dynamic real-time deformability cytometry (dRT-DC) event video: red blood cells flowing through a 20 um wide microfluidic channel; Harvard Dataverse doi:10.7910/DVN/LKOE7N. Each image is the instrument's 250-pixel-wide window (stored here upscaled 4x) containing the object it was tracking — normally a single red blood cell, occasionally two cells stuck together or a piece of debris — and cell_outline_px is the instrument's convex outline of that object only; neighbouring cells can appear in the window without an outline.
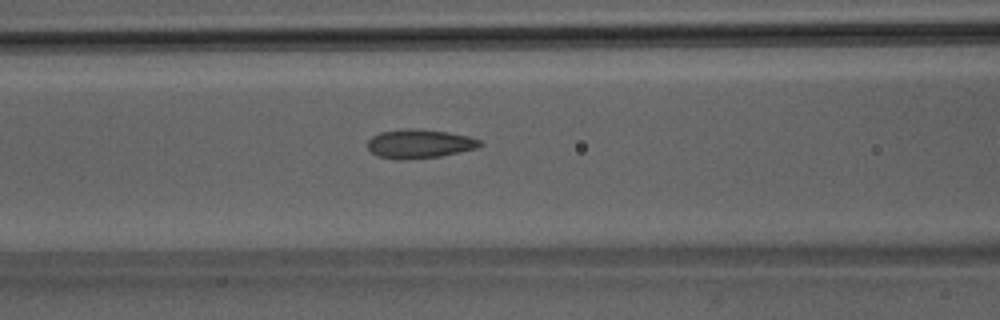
{"species": "Egyptian fruit bat (a non-hibernating species)", "species_latin": "Rousettus aegyptiacus", "temperature_condition": "room temperature", "stored_images_in_passage": 44, "camera_frame_rate_fps": 3000, "um_per_image_px": 0.085, "animal": {"sex": "male"}, "frame": {"image": 1, "passage_image": 15, "time_ms": 4.667, "image_size_px": [1000, 320], "cell_outline_px": [[484, 144], [476, 148], [460, 152], [440, 156], [408, 160], [396, 160], [376, 156], [368, 148], [368, 140], [372, 136], [380, 132], [408, 128], [416, 128], [448, 132], [468, 136], [480, 140]], "centroid_in_image_um": [35.64, 12.23], "position_along_channel_um": 131.0, "area_um2": 19.13}}
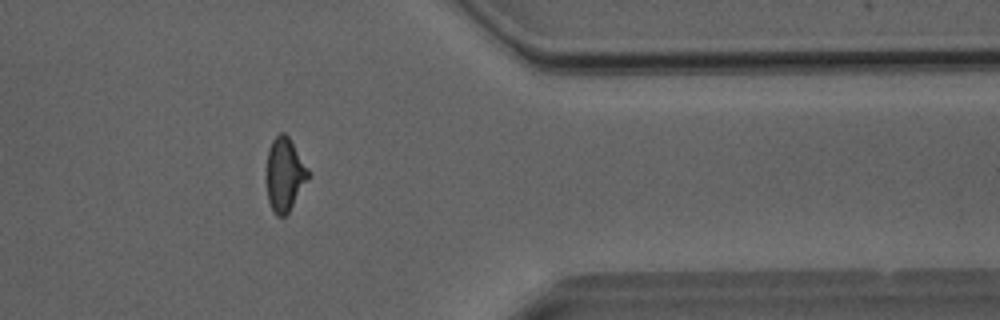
{"frame": {"image": 2, "passage_image": 35, "time_ms": 11.333, "image_size_px": [1000, 320], "cell_outline_px": [[308, 176], [288, 212], [284, 216], [276, 216], [272, 212], [268, 200], [264, 180], [264, 176], [268, 148], [272, 140], [280, 132], [284, 132], [288, 136], [308, 172]], "centroid_in_image_um": [24.08, 14.84], "position_along_channel_um": 387.3, "area_um2": 17.69}}
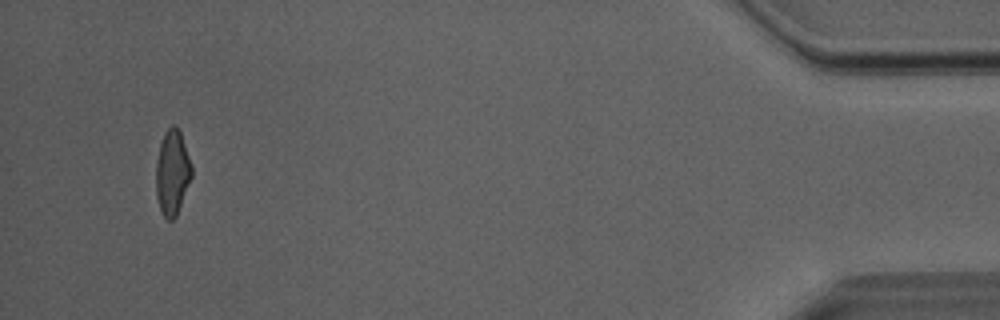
{"frame": {"image": 3, "passage_image": 42, "time_ms": 13.667, "image_size_px": [1000, 320], "cell_outline_px": [[192, 176], [176, 216], [172, 220], [168, 220], [164, 216], [160, 208], [156, 196], [156, 160], [160, 144], [164, 132], [172, 124], [176, 124], [180, 132], [192, 164]], "centroid_in_image_um": [14.64, 14.63], "position_along_channel_um": 420.6, "area_um2": 17.69}, "authors_computed_cell_mechanics": {"area_um2": 18.4382, "velocity_mm_per_s": 4.0835, "shape_relaxation_time_tau1_ms": 6.4928, "shape_relaxation_time_tau2_ms": 1.3273, "deformation_change_tau1": 0.1624, "deformation_change_tau2": 0.0909}}